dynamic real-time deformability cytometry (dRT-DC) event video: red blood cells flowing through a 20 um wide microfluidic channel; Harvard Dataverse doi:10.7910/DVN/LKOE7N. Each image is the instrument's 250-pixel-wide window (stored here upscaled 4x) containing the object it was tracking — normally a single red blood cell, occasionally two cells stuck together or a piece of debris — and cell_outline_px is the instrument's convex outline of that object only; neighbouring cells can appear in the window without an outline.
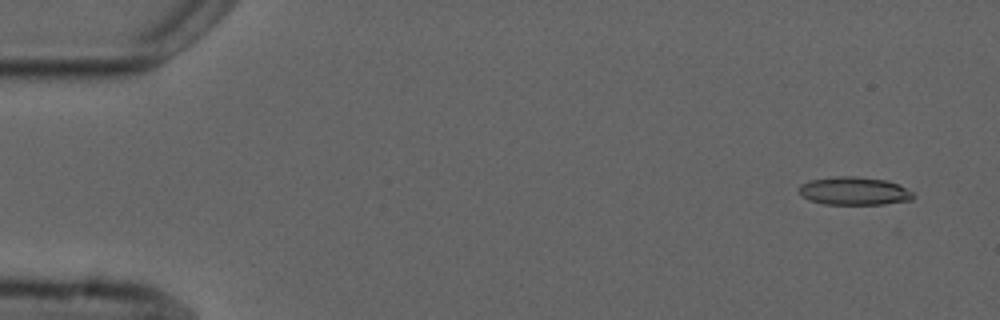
{"species": "common noctule bat (a hibernating species)", "species_latin": "Nyctalus noctula", "temperature_condition": "cold", "stored_images_in_passage": 6, "camera_frame_rate_fps": 3000, "um_per_image_px": 0.085, "animal": {"sex": "male", "forearm_length_mm": 52.5}, "frame": {"image": 1, "passage_image": 1, "time_ms": 0.0, "image_size_px": [1000, 320], "cell_outline_px": [[916, 196], [912, 200], [884, 204], [824, 204], [808, 200], [800, 196], [800, 184], [808, 180], [832, 176], [856, 176], [888, 180], [900, 184], [912, 192]], "centroid_in_image_um": [72.6, 16.22], "position_along_channel_um": 12.4, "area_um2": 19.07}}
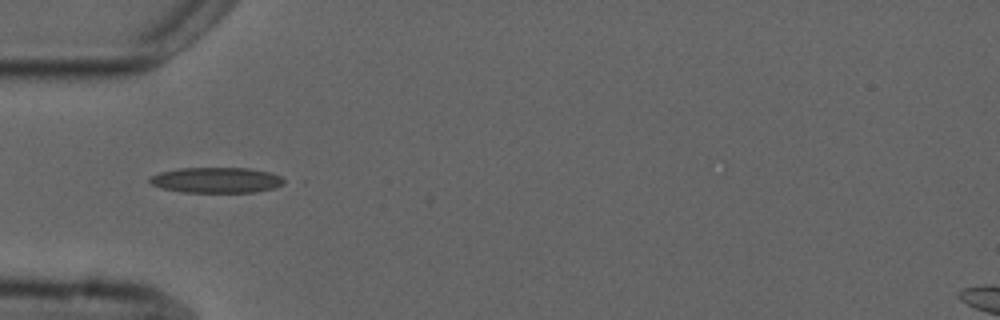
{"frame": {"image": 2, "passage_image": 5, "time_ms": 4.667, "image_size_px": [1000, 320], "cell_outline_px": [[288, 180], [284, 184], [276, 188], [256, 192], [184, 192], [164, 188], [152, 184], [148, 180], [148, 176], [160, 172], [180, 168], [248, 168], [268, 172], [280, 176]], "centroid_in_image_um": [18.43, 15.31], "position_along_channel_um": 66.6, "area_um2": 20.06}}
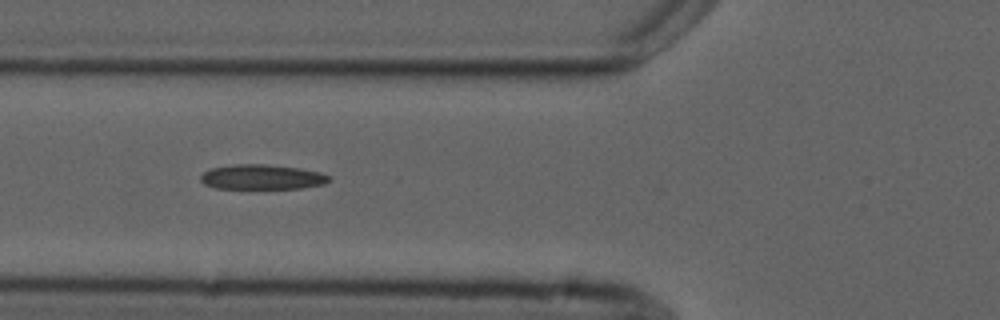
{"frame": {"image": 3, "passage_image": 6, "time_ms": 5.667, "image_size_px": [1000, 320], "cell_outline_px": [[332, 180], [324, 184], [300, 188], [216, 188], [204, 184], [200, 180], [200, 176], [204, 172], [212, 168], [232, 164], [264, 164], [300, 168], [320, 172], [328, 176]], "centroid_in_image_um": [22.26, 15.04], "position_along_channel_um": 103.5, "area_um2": 18.55}}